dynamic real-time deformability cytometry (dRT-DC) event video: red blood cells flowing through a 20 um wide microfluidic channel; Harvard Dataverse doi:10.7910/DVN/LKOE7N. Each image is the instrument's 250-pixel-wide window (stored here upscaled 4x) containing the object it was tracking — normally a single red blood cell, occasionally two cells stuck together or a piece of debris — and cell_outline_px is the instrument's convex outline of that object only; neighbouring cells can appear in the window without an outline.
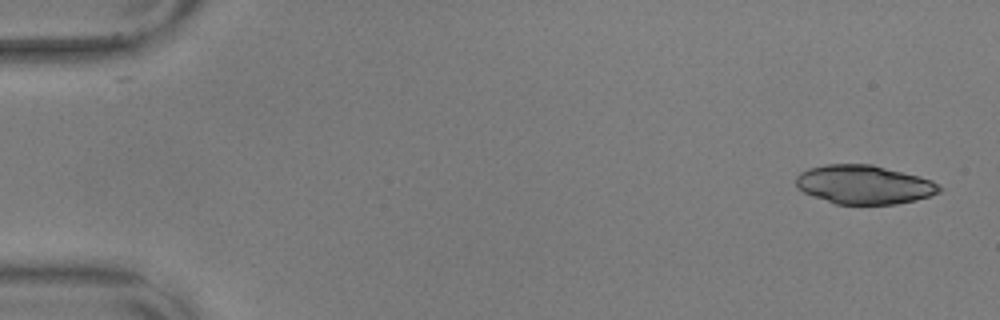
{"species": "common noctule bat (a hibernating species)", "species_latin": "Nyctalus noctula", "temperature_condition": "warm", "stored_images_in_passage": 54, "camera_frame_rate_fps": 3000, "um_per_image_px": 0.085, "animal": {"sex": "male", "body_mass_g": 17.9, "forearm_length_mm": 54.2}, "frame": {"image": 1, "passage_image": 1, "time_ms": 0.0, "image_size_px": [1000, 320], "cell_outline_px": [[944, 188], [940, 192], [916, 200], [896, 204], [836, 204], [812, 196], [796, 188], [796, 176], [800, 172], [808, 168], [824, 164], [872, 164], [920, 176], [932, 180]], "centroid_in_image_um": [73.44, 15.68], "position_along_channel_um": 11.6, "area_um2": 32.71}}